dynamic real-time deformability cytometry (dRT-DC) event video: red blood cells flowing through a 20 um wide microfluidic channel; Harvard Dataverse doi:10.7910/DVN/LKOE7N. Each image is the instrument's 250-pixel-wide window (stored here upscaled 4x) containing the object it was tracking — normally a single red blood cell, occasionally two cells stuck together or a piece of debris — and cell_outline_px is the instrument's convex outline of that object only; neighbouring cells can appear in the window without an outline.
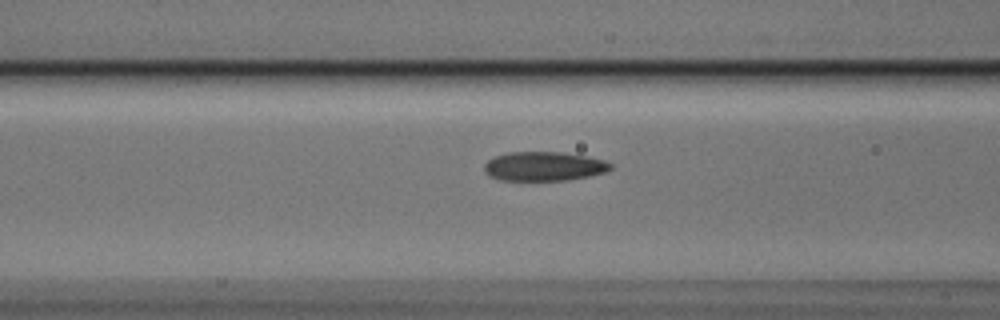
{"species": "Egyptian fruit bat (a non-hibernating species)", "species_latin": "Rousettus aegyptiacus", "temperature_condition": "cold", "stored_images_in_passage": 5, "segment_of_instrument_passage": [2, 2], "camera_frame_rate_fps": 3000, "um_per_image_px": 0.085, "animal": {"sex": "male"}, "frame": {"image": 1, "passage_image": 5, "time_ms": 1.333, "image_size_px": [1000, 320], "cell_outline_px": [[612, 168], [604, 172], [588, 176], [568, 180], [496, 180], [488, 176], [484, 172], [484, 164], [492, 156], [508, 152], [560, 152], [584, 156], [604, 160], [612, 164]], "centroid_in_image_um": [46.16, 14.14], "position_along_channel_um": 120.4, "area_um2": 21.56}}